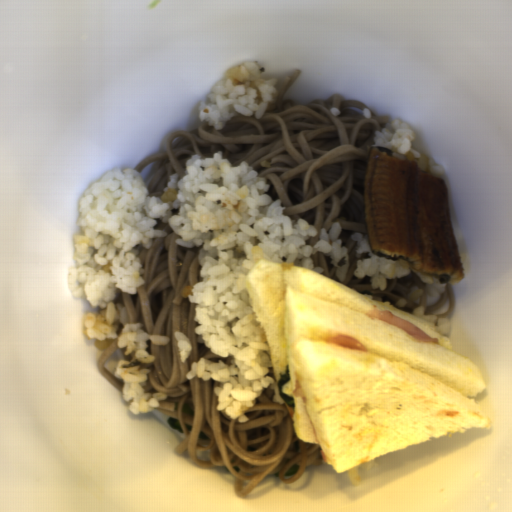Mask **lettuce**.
Listing matches in <instances>:
<instances>
[{"instance_id": "9fb2a089", "label": "lettuce", "mask_w": 512, "mask_h": 512, "mask_svg": "<svg viewBox=\"0 0 512 512\" xmlns=\"http://www.w3.org/2000/svg\"><path fill=\"white\" fill-rule=\"evenodd\" d=\"M290 379L291 378L289 373V367L287 365L285 374L280 375V378L278 380V391L281 398L285 401V404L288 405L289 407L295 408V401L293 397L290 396L289 394L284 393L282 390V386L288 381H290Z\"/></svg>"}]
</instances>
